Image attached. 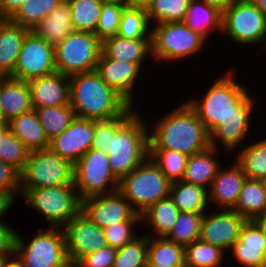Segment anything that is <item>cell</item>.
<instances>
[{
    "label": "cell",
    "instance_id": "cell-1",
    "mask_svg": "<svg viewBox=\"0 0 266 267\" xmlns=\"http://www.w3.org/2000/svg\"><path fill=\"white\" fill-rule=\"evenodd\" d=\"M228 71L212 83L204 96L186 102L209 133L210 146L219 149L221 141L226 151L233 152L248 136L256 99L238 83L233 69Z\"/></svg>",
    "mask_w": 266,
    "mask_h": 267
},
{
    "label": "cell",
    "instance_id": "cell-2",
    "mask_svg": "<svg viewBox=\"0 0 266 267\" xmlns=\"http://www.w3.org/2000/svg\"><path fill=\"white\" fill-rule=\"evenodd\" d=\"M130 106L121 116L111 119V142L106 150L114 176L120 180L149 156L148 123Z\"/></svg>",
    "mask_w": 266,
    "mask_h": 267
},
{
    "label": "cell",
    "instance_id": "cell-3",
    "mask_svg": "<svg viewBox=\"0 0 266 267\" xmlns=\"http://www.w3.org/2000/svg\"><path fill=\"white\" fill-rule=\"evenodd\" d=\"M164 115L149 130V149H168L191 156L210 146L209 133L186 101Z\"/></svg>",
    "mask_w": 266,
    "mask_h": 267
},
{
    "label": "cell",
    "instance_id": "cell-4",
    "mask_svg": "<svg viewBox=\"0 0 266 267\" xmlns=\"http://www.w3.org/2000/svg\"><path fill=\"white\" fill-rule=\"evenodd\" d=\"M69 82L70 106L78 118L110 120L131 106L96 71L71 75Z\"/></svg>",
    "mask_w": 266,
    "mask_h": 267
},
{
    "label": "cell",
    "instance_id": "cell-5",
    "mask_svg": "<svg viewBox=\"0 0 266 267\" xmlns=\"http://www.w3.org/2000/svg\"><path fill=\"white\" fill-rule=\"evenodd\" d=\"M171 184L148 156L136 169L119 180L118 192L141 215L152 204L169 196Z\"/></svg>",
    "mask_w": 266,
    "mask_h": 267
},
{
    "label": "cell",
    "instance_id": "cell-6",
    "mask_svg": "<svg viewBox=\"0 0 266 267\" xmlns=\"http://www.w3.org/2000/svg\"><path fill=\"white\" fill-rule=\"evenodd\" d=\"M27 205L41 214L49 227L62 228L81 210V200L74 185L20 190Z\"/></svg>",
    "mask_w": 266,
    "mask_h": 267
},
{
    "label": "cell",
    "instance_id": "cell-7",
    "mask_svg": "<svg viewBox=\"0 0 266 267\" xmlns=\"http://www.w3.org/2000/svg\"><path fill=\"white\" fill-rule=\"evenodd\" d=\"M74 185V164L49 149L31 151L20 172V190Z\"/></svg>",
    "mask_w": 266,
    "mask_h": 267
},
{
    "label": "cell",
    "instance_id": "cell-8",
    "mask_svg": "<svg viewBox=\"0 0 266 267\" xmlns=\"http://www.w3.org/2000/svg\"><path fill=\"white\" fill-rule=\"evenodd\" d=\"M102 41L91 32L73 31L54 47L56 72L66 76L96 70Z\"/></svg>",
    "mask_w": 266,
    "mask_h": 267
},
{
    "label": "cell",
    "instance_id": "cell-9",
    "mask_svg": "<svg viewBox=\"0 0 266 267\" xmlns=\"http://www.w3.org/2000/svg\"><path fill=\"white\" fill-rule=\"evenodd\" d=\"M151 27V56L156 61L185 59L199 53L207 43L203 36L194 32L184 22L156 23Z\"/></svg>",
    "mask_w": 266,
    "mask_h": 267
},
{
    "label": "cell",
    "instance_id": "cell-10",
    "mask_svg": "<svg viewBox=\"0 0 266 267\" xmlns=\"http://www.w3.org/2000/svg\"><path fill=\"white\" fill-rule=\"evenodd\" d=\"M22 236H17L16 255L25 267H72L61 228H40L29 243Z\"/></svg>",
    "mask_w": 266,
    "mask_h": 267
},
{
    "label": "cell",
    "instance_id": "cell-11",
    "mask_svg": "<svg viewBox=\"0 0 266 267\" xmlns=\"http://www.w3.org/2000/svg\"><path fill=\"white\" fill-rule=\"evenodd\" d=\"M118 184L105 152L90 148L74 164V186L81 201L116 192Z\"/></svg>",
    "mask_w": 266,
    "mask_h": 267
},
{
    "label": "cell",
    "instance_id": "cell-12",
    "mask_svg": "<svg viewBox=\"0 0 266 267\" xmlns=\"http://www.w3.org/2000/svg\"><path fill=\"white\" fill-rule=\"evenodd\" d=\"M221 32L235 44L266 49V16L250 0H236L222 13Z\"/></svg>",
    "mask_w": 266,
    "mask_h": 267
},
{
    "label": "cell",
    "instance_id": "cell-13",
    "mask_svg": "<svg viewBox=\"0 0 266 267\" xmlns=\"http://www.w3.org/2000/svg\"><path fill=\"white\" fill-rule=\"evenodd\" d=\"M55 72L54 47L30 31L25 36L17 64L9 77L28 82Z\"/></svg>",
    "mask_w": 266,
    "mask_h": 267
},
{
    "label": "cell",
    "instance_id": "cell-14",
    "mask_svg": "<svg viewBox=\"0 0 266 267\" xmlns=\"http://www.w3.org/2000/svg\"><path fill=\"white\" fill-rule=\"evenodd\" d=\"M61 229L67 257L72 267L83 256L107 245L103 228L91 222L81 211Z\"/></svg>",
    "mask_w": 266,
    "mask_h": 267
},
{
    "label": "cell",
    "instance_id": "cell-15",
    "mask_svg": "<svg viewBox=\"0 0 266 267\" xmlns=\"http://www.w3.org/2000/svg\"><path fill=\"white\" fill-rule=\"evenodd\" d=\"M80 211L100 228L122 221H141V215L118 191L82 200Z\"/></svg>",
    "mask_w": 266,
    "mask_h": 267
},
{
    "label": "cell",
    "instance_id": "cell-16",
    "mask_svg": "<svg viewBox=\"0 0 266 267\" xmlns=\"http://www.w3.org/2000/svg\"><path fill=\"white\" fill-rule=\"evenodd\" d=\"M211 212L204 213L199 239L226 252L239 239L242 226L247 220L234 210Z\"/></svg>",
    "mask_w": 266,
    "mask_h": 267
},
{
    "label": "cell",
    "instance_id": "cell-17",
    "mask_svg": "<svg viewBox=\"0 0 266 267\" xmlns=\"http://www.w3.org/2000/svg\"><path fill=\"white\" fill-rule=\"evenodd\" d=\"M95 133V120L75 117L69 126L49 141L48 149L75 164L90 148Z\"/></svg>",
    "mask_w": 266,
    "mask_h": 267
},
{
    "label": "cell",
    "instance_id": "cell-18",
    "mask_svg": "<svg viewBox=\"0 0 266 267\" xmlns=\"http://www.w3.org/2000/svg\"><path fill=\"white\" fill-rule=\"evenodd\" d=\"M143 63H131L123 60L108 58L103 52L97 63L96 72L101 79L118 94H120L131 106L134 103L135 83L139 80ZM138 78V79H137Z\"/></svg>",
    "mask_w": 266,
    "mask_h": 267
},
{
    "label": "cell",
    "instance_id": "cell-19",
    "mask_svg": "<svg viewBox=\"0 0 266 267\" xmlns=\"http://www.w3.org/2000/svg\"><path fill=\"white\" fill-rule=\"evenodd\" d=\"M27 83L31 91L33 109L70 104L69 76L55 72Z\"/></svg>",
    "mask_w": 266,
    "mask_h": 267
},
{
    "label": "cell",
    "instance_id": "cell-20",
    "mask_svg": "<svg viewBox=\"0 0 266 267\" xmlns=\"http://www.w3.org/2000/svg\"><path fill=\"white\" fill-rule=\"evenodd\" d=\"M230 250L235 261L244 267H266V240L260 227L247 220L242 226L239 239Z\"/></svg>",
    "mask_w": 266,
    "mask_h": 267
},
{
    "label": "cell",
    "instance_id": "cell-21",
    "mask_svg": "<svg viewBox=\"0 0 266 267\" xmlns=\"http://www.w3.org/2000/svg\"><path fill=\"white\" fill-rule=\"evenodd\" d=\"M233 164L226 169L221 166L208 189L209 203L216 204L219 209H234L247 178L235 160Z\"/></svg>",
    "mask_w": 266,
    "mask_h": 267
},
{
    "label": "cell",
    "instance_id": "cell-22",
    "mask_svg": "<svg viewBox=\"0 0 266 267\" xmlns=\"http://www.w3.org/2000/svg\"><path fill=\"white\" fill-rule=\"evenodd\" d=\"M0 99L7 121L33 109L30 88L23 80L0 76Z\"/></svg>",
    "mask_w": 266,
    "mask_h": 267
},
{
    "label": "cell",
    "instance_id": "cell-23",
    "mask_svg": "<svg viewBox=\"0 0 266 267\" xmlns=\"http://www.w3.org/2000/svg\"><path fill=\"white\" fill-rule=\"evenodd\" d=\"M29 32L9 19L0 22V76L7 77L13 73L23 41Z\"/></svg>",
    "mask_w": 266,
    "mask_h": 267
},
{
    "label": "cell",
    "instance_id": "cell-24",
    "mask_svg": "<svg viewBox=\"0 0 266 267\" xmlns=\"http://www.w3.org/2000/svg\"><path fill=\"white\" fill-rule=\"evenodd\" d=\"M102 52L111 59L144 63L148 54H152L151 38L128 39L114 35L102 41Z\"/></svg>",
    "mask_w": 266,
    "mask_h": 267
},
{
    "label": "cell",
    "instance_id": "cell-25",
    "mask_svg": "<svg viewBox=\"0 0 266 267\" xmlns=\"http://www.w3.org/2000/svg\"><path fill=\"white\" fill-rule=\"evenodd\" d=\"M31 31L53 47L70 35L74 30L67 0L62 1L49 16L41 20Z\"/></svg>",
    "mask_w": 266,
    "mask_h": 267
},
{
    "label": "cell",
    "instance_id": "cell-26",
    "mask_svg": "<svg viewBox=\"0 0 266 267\" xmlns=\"http://www.w3.org/2000/svg\"><path fill=\"white\" fill-rule=\"evenodd\" d=\"M7 124L10 132L30 151L48 149L49 140L34 109L13 117Z\"/></svg>",
    "mask_w": 266,
    "mask_h": 267
},
{
    "label": "cell",
    "instance_id": "cell-27",
    "mask_svg": "<svg viewBox=\"0 0 266 267\" xmlns=\"http://www.w3.org/2000/svg\"><path fill=\"white\" fill-rule=\"evenodd\" d=\"M217 154V149L209 146L207 149L189 156L182 181L209 189L221 168V162L215 157Z\"/></svg>",
    "mask_w": 266,
    "mask_h": 267
},
{
    "label": "cell",
    "instance_id": "cell-28",
    "mask_svg": "<svg viewBox=\"0 0 266 267\" xmlns=\"http://www.w3.org/2000/svg\"><path fill=\"white\" fill-rule=\"evenodd\" d=\"M169 197L180 212H209L208 189L201 185L189 184L182 180L173 182Z\"/></svg>",
    "mask_w": 266,
    "mask_h": 267
},
{
    "label": "cell",
    "instance_id": "cell-29",
    "mask_svg": "<svg viewBox=\"0 0 266 267\" xmlns=\"http://www.w3.org/2000/svg\"><path fill=\"white\" fill-rule=\"evenodd\" d=\"M180 214L179 209L168 196L152 204L141 214V222L152 230L147 237H166Z\"/></svg>",
    "mask_w": 266,
    "mask_h": 267
},
{
    "label": "cell",
    "instance_id": "cell-30",
    "mask_svg": "<svg viewBox=\"0 0 266 267\" xmlns=\"http://www.w3.org/2000/svg\"><path fill=\"white\" fill-rule=\"evenodd\" d=\"M184 23L205 39L211 31H222V12L202 0H191Z\"/></svg>",
    "mask_w": 266,
    "mask_h": 267
},
{
    "label": "cell",
    "instance_id": "cell-31",
    "mask_svg": "<svg viewBox=\"0 0 266 267\" xmlns=\"http://www.w3.org/2000/svg\"><path fill=\"white\" fill-rule=\"evenodd\" d=\"M233 210L246 220H254L266 213V192L261 180L246 178Z\"/></svg>",
    "mask_w": 266,
    "mask_h": 267
},
{
    "label": "cell",
    "instance_id": "cell-32",
    "mask_svg": "<svg viewBox=\"0 0 266 267\" xmlns=\"http://www.w3.org/2000/svg\"><path fill=\"white\" fill-rule=\"evenodd\" d=\"M148 260L170 267H185L184 246L166 237H147Z\"/></svg>",
    "mask_w": 266,
    "mask_h": 267
},
{
    "label": "cell",
    "instance_id": "cell-33",
    "mask_svg": "<svg viewBox=\"0 0 266 267\" xmlns=\"http://www.w3.org/2000/svg\"><path fill=\"white\" fill-rule=\"evenodd\" d=\"M74 31L95 33L101 13V0H67Z\"/></svg>",
    "mask_w": 266,
    "mask_h": 267
},
{
    "label": "cell",
    "instance_id": "cell-34",
    "mask_svg": "<svg viewBox=\"0 0 266 267\" xmlns=\"http://www.w3.org/2000/svg\"><path fill=\"white\" fill-rule=\"evenodd\" d=\"M235 161L248 179H263L266 176V139L241 148Z\"/></svg>",
    "mask_w": 266,
    "mask_h": 267
},
{
    "label": "cell",
    "instance_id": "cell-35",
    "mask_svg": "<svg viewBox=\"0 0 266 267\" xmlns=\"http://www.w3.org/2000/svg\"><path fill=\"white\" fill-rule=\"evenodd\" d=\"M34 110L49 141L60 135L76 117L70 104L41 107Z\"/></svg>",
    "mask_w": 266,
    "mask_h": 267
},
{
    "label": "cell",
    "instance_id": "cell-36",
    "mask_svg": "<svg viewBox=\"0 0 266 267\" xmlns=\"http://www.w3.org/2000/svg\"><path fill=\"white\" fill-rule=\"evenodd\" d=\"M150 25L146 9L126 6L121 14L117 35L128 39L151 38Z\"/></svg>",
    "mask_w": 266,
    "mask_h": 267
},
{
    "label": "cell",
    "instance_id": "cell-37",
    "mask_svg": "<svg viewBox=\"0 0 266 267\" xmlns=\"http://www.w3.org/2000/svg\"><path fill=\"white\" fill-rule=\"evenodd\" d=\"M225 251L200 239L184 247L185 267H219Z\"/></svg>",
    "mask_w": 266,
    "mask_h": 267
},
{
    "label": "cell",
    "instance_id": "cell-38",
    "mask_svg": "<svg viewBox=\"0 0 266 267\" xmlns=\"http://www.w3.org/2000/svg\"><path fill=\"white\" fill-rule=\"evenodd\" d=\"M62 1L64 0H26L9 20L31 31L41 20L49 16Z\"/></svg>",
    "mask_w": 266,
    "mask_h": 267
},
{
    "label": "cell",
    "instance_id": "cell-39",
    "mask_svg": "<svg viewBox=\"0 0 266 267\" xmlns=\"http://www.w3.org/2000/svg\"><path fill=\"white\" fill-rule=\"evenodd\" d=\"M203 216L204 213L180 212L166 238L184 247L198 240Z\"/></svg>",
    "mask_w": 266,
    "mask_h": 267
},
{
    "label": "cell",
    "instance_id": "cell-40",
    "mask_svg": "<svg viewBox=\"0 0 266 267\" xmlns=\"http://www.w3.org/2000/svg\"><path fill=\"white\" fill-rule=\"evenodd\" d=\"M191 0H153L146 9L151 26L154 23L184 22Z\"/></svg>",
    "mask_w": 266,
    "mask_h": 267
},
{
    "label": "cell",
    "instance_id": "cell-41",
    "mask_svg": "<svg viewBox=\"0 0 266 267\" xmlns=\"http://www.w3.org/2000/svg\"><path fill=\"white\" fill-rule=\"evenodd\" d=\"M149 157L171 183L182 180L188 155L168 149H149Z\"/></svg>",
    "mask_w": 266,
    "mask_h": 267
},
{
    "label": "cell",
    "instance_id": "cell-42",
    "mask_svg": "<svg viewBox=\"0 0 266 267\" xmlns=\"http://www.w3.org/2000/svg\"><path fill=\"white\" fill-rule=\"evenodd\" d=\"M147 260V236L141 233L117 250L112 267H145Z\"/></svg>",
    "mask_w": 266,
    "mask_h": 267
},
{
    "label": "cell",
    "instance_id": "cell-43",
    "mask_svg": "<svg viewBox=\"0 0 266 267\" xmlns=\"http://www.w3.org/2000/svg\"><path fill=\"white\" fill-rule=\"evenodd\" d=\"M30 152L8 128L0 135V160L14 166L20 172L23 170Z\"/></svg>",
    "mask_w": 266,
    "mask_h": 267
},
{
    "label": "cell",
    "instance_id": "cell-44",
    "mask_svg": "<svg viewBox=\"0 0 266 267\" xmlns=\"http://www.w3.org/2000/svg\"><path fill=\"white\" fill-rule=\"evenodd\" d=\"M126 6L128 5L102 3L98 25L94 33L101 41L117 35L121 14Z\"/></svg>",
    "mask_w": 266,
    "mask_h": 267
},
{
    "label": "cell",
    "instance_id": "cell-45",
    "mask_svg": "<svg viewBox=\"0 0 266 267\" xmlns=\"http://www.w3.org/2000/svg\"><path fill=\"white\" fill-rule=\"evenodd\" d=\"M139 222L142 224L141 221H122L103 228L107 245L118 250L132 241L138 236L134 233L133 228L139 225Z\"/></svg>",
    "mask_w": 266,
    "mask_h": 267
},
{
    "label": "cell",
    "instance_id": "cell-46",
    "mask_svg": "<svg viewBox=\"0 0 266 267\" xmlns=\"http://www.w3.org/2000/svg\"><path fill=\"white\" fill-rule=\"evenodd\" d=\"M117 249L106 245L83 256L73 267H112Z\"/></svg>",
    "mask_w": 266,
    "mask_h": 267
},
{
    "label": "cell",
    "instance_id": "cell-47",
    "mask_svg": "<svg viewBox=\"0 0 266 267\" xmlns=\"http://www.w3.org/2000/svg\"><path fill=\"white\" fill-rule=\"evenodd\" d=\"M0 190L9 191L15 197L20 195V171L2 160H0Z\"/></svg>",
    "mask_w": 266,
    "mask_h": 267
},
{
    "label": "cell",
    "instance_id": "cell-48",
    "mask_svg": "<svg viewBox=\"0 0 266 267\" xmlns=\"http://www.w3.org/2000/svg\"><path fill=\"white\" fill-rule=\"evenodd\" d=\"M18 231L6 222H0V257L8 258L16 255Z\"/></svg>",
    "mask_w": 266,
    "mask_h": 267
},
{
    "label": "cell",
    "instance_id": "cell-49",
    "mask_svg": "<svg viewBox=\"0 0 266 267\" xmlns=\"http://www.w3.org/2000/svg\"><path fill=\"white\" fill-rule=\"evenodd\" d=\"M111 142V119L95 120V133L91 148L106 153Z\"/></svg>",
    "mask_w": 266,
    "mask_h": 267
},
{
    "label": "cell",
    "instance_id": "cell-50",
    "mask_svg": "<svg viewBox=\"0 0 266 267\" xmlns=\"http://www.w3.org/2000/svg\"><path fill=\"white\" fill-rule=\"evenodd\" d=\"M26 0H0V15L3 19H10Z\"/></svg>",
    "mask_w": 266,
    "mask_h": 267
},
{
    "label": "cell",
    "instance_id": "cell-51",
    "mask_svg": "<svg viewBox=\"0 0 266 267\" xmlns=\"http://www.w3.org/2000/svg\"><path fill=\"white\" fill-rule=\"evenodd\" d=\"M16 197L9 191L0 190V222L2 217L9 211Z\"/></svg>",
    "mask_w": 266,
    "mask_h": 267
},
{
    "label": "cell",
    "instance_id": "cell-52",
    "mask_svg": "<svg viewBox=\"0 0 266 267\" xmlns=\"http://www.w3.org/2000/svg\"><path fill=\"white\" fill-rule=\"evenodd\" d=\"M209 6L217 8L220 12H224L236 0H202Z\"/></svg>",
    "mask_w": 266,
    "mask_h": 267
},
{
    "label": "cell",
    "instance_id": "cell-53",
    "mask_svg": "<svg viewBox=\"0 0 266 267\" xmlns=\"http://www.w3.org/2000/svg\"><path fill=\"white\" fill-rule=\"evenodd\" d=\"M153 0H127V5L130 7L147 9Z\"/></svg>",
    "mask_w": 266,
    "mask_h": 267
},
{
    "label": "cell",
    "instance_id": "cell-54",
    "mask_svg": "<svg viewBox=\"0 0 266 267\" xmlns=\"http://www.w3.org/2000/svg\"><path fill=\"white\" fill-rule=\"evenodd\" d=\"M4 267H25L23 262L17 257V255H14L11 257L6 258Z\"/></svg>",
    "mask_w": 266,
    "mask_h": 267
},
{
    "label": "cell",
    "instance_id": "cell-55",
    "mask_svg": "<svg viewBox=\"0 0 266 267\" xmlns=\"http://www.w3.org/2000/svg\"><path fill=\"white\" fill-rule=\"evenodd\" d=\"M253 221L260 227L266 240V213Z\"/></svg>",
    "mask_w": 266,
    "mask_h": 267
},
{
    "label": "cell",
    "instance_id": "cell-56",
    "mask_svg": "<svg viewBox=\"0 0 266 267\" xmlns=\"http://www.w3.org/2000/svg\"><path fill=\"white\" fill-rule=\"evenodd\" d=\"M266 16V0H250Z\"/></svg>",
    "mask_w": 266,
    "mask_h": 267
},
{
    "label": "cell",
    "instance_id": "cell-57",
    "mask_svg": "<svg viewBox=\"0 0 266 267\" xmlns=\"http://www.w3.org/2000/svg\"><path fill=\"white\" fill-rule=\"evenodd\" d=\"M103 3L127 5V0H101Z\"/></svg>",
    "mask_w": 266,
    "mask_h": 267
},
{
    "label": "cell",
    "instance_id": "cell-58",
    "mask_svg": "<svg viewBox=\"0 0 266 267\" xmlns=\"http://www.w3.org/2000/svg\"><path fill=\"white\" fill-rule=\"evenodd\" d=\"M8 121H0V135L8 128Z\"/></svg>",
    "mask_w": 266,
    "mask_h": 267
},
{
    "label": "cell",
    "instance_id": "cell-59",
    "mask_svg": "<svg viewBox=\"0 0 266 267\" xmlns=\"http://www.w3.org/2000/svg\"><path fill=\"white\" fill-rule=\"evenodd\" d=\"M145 267H167V266H163V265H160V264H155V263H151L149 260H147V264ZM170 267V266H168Z\"/></svg>",
    "mask_w": 266,
    "mask_h": 267
},
{
    "label": "cell",
    "instance_id": "cell-60",
    "mask_svg": "<svg viewBox=\"0 0 266 267\" xmlns=\"http://www.w3.org/2000/svg\"><path fill=\"white\" fill-rule=\"evenodd\" d=\"M0 101H1V99H0ZM0 121H7L5 119L3 109L1 108V104H0Z\"/></svg>",
    "mask_w": 266,
    "mask_h": 267
},
{
    "label": "cell",
    "instance_id": "cell-61",
    "mask_svg": "<svg viewBox=\"0 0 266 267\" xmlns=\"http://www.w3.org/2000/svg\"><path fill=\"white\" fill-rule=\"evenodd\" d=\"M5 261H6V258L0 257V267H4Z\"/></svg>",
    "mask_w": 266,
    "mask_h": 267
},
{
    "label": "cell",
    "instance_id": "cell-62",
    "mask_svg": "<svg viewBox=\"0 0 266 267\" xmlns=\"http://www.w3.org/2000/svg\"><path fill=\"white\" fill-rule=\"evenodd\" d=\"M261 182L266 192V176L263 179H261Z\"/></svg>",
    "mask_w": 266,
    "mask_h": 267
}]
</instances>
